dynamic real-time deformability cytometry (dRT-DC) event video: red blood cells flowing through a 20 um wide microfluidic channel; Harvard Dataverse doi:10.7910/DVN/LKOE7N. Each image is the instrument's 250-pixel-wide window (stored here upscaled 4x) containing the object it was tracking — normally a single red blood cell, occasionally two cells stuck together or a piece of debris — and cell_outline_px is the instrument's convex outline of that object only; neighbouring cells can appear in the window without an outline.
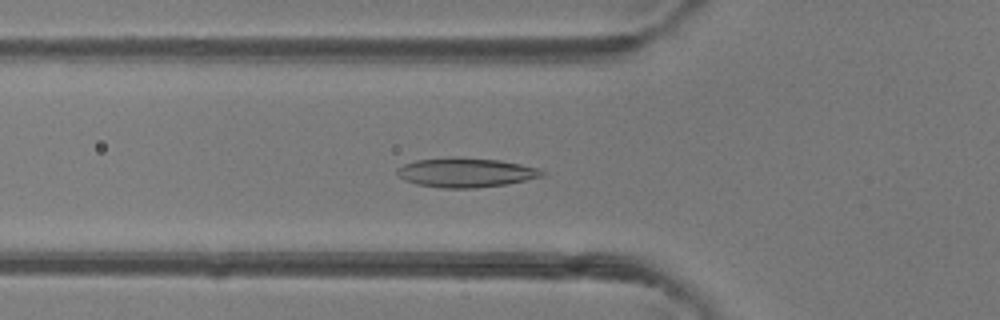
{"species": "common noctule bat (a hibernating species)", "species_latin": "Nyctalus noctula", "temperature_condition": "room temperature", "stored_images_in_passage": 47, "camera_frame_rate_fps": 3000, "um_per_image_px": 0.085, "animal": {"sex": "female"}, "frame": {"image": 1, "passage_image": 16, "time_ms": 5.0, "image_size_px": [1000, 320], "cell_outline_px": [[548, 172], [544, 176], [504, 184], [476, 188], [440, 188], [416, 184], [404, 180], [396, 176], [396, 168], [404, 164], [416, 160], [452, 156], [456, 156], [500, 160], [540, 168]], "centroid_in_image_um": [39.57, 14.65], "position_along_channel_um": 86.2, "area_um2": 25.2}}
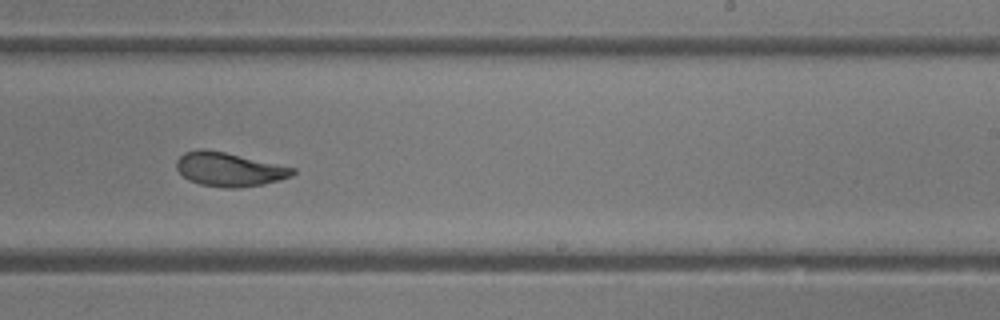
{"frame": {"image": 2, "passage_image": 29, "time_ms": 9.333, "image_size_px": [1000, 320], "cell_outline_px": [[296, 172], [292, 176], [264, 184], [236, 188], [224, 188], [200, 184], [188, 180], [176, 168], [176, 160], [184, 152], [200, 148], [204, 148], [224, 152], [296, 168]], "centroid_in_image_um": [19.46, 14.39], "position_along_channel_um": 269.5, "area_um2": 22.95}}
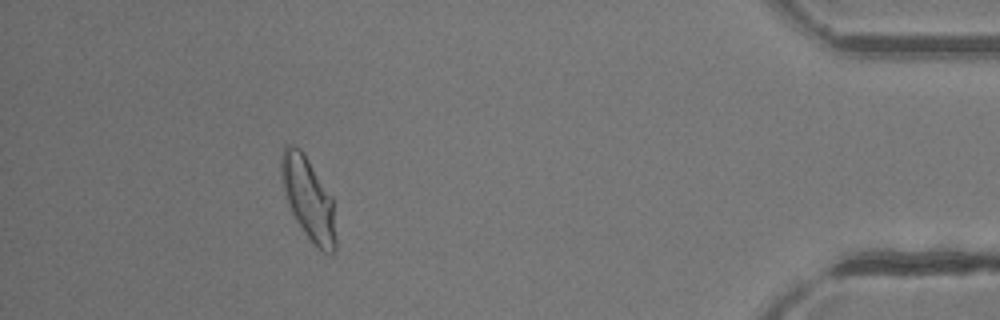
{"frame": {"image": 3, "passage_image": 43, "time_ms": 14.0, "image_size_px": [1000, 320], "cell_outline_px": [[336, 248], [332, 252], [324, 252], [316, 248], [296, 220], [292, 212], [284, 188], [280, 172], [280, 156], [284, 148], [288, 144], [292, 144], [300, 148], [332, 196], [336, 240]], "centroid_in_image_um": [26.21, 16.87], "position_along_channel_um": 409.0, "area_um2": 25.78}, "authors_computed_cell_mechanics": {"area_um2": 24.7384, "velocity_mm_per_s": 4.2192, "shape_relaxation_time_tau1_ms": 4.6312, "shape_relaxation_time_tau2_ms": 1.2464, "deformation_change_tau1": 0.1576, "deformation_change_tau2": 0.0637}}